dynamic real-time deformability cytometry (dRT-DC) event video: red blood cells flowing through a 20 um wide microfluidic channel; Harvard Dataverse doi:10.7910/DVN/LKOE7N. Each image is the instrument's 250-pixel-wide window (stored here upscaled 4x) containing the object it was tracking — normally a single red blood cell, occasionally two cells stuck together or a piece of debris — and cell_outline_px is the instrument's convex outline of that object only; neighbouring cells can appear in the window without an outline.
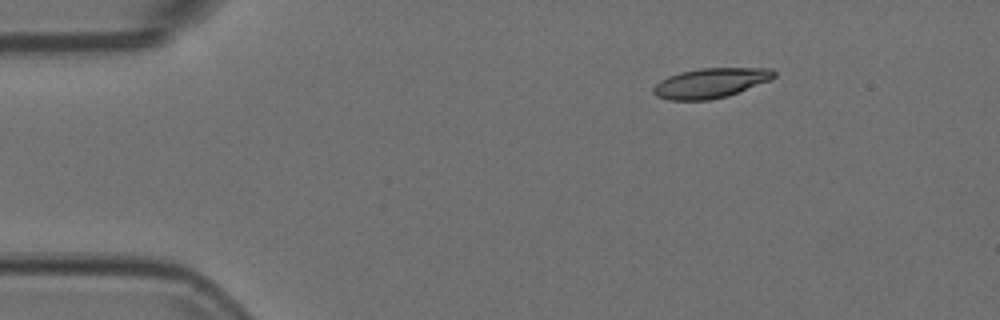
{"species": "Egyptian fruit bat (a non-hibernating species)", "species_latin": "Rousettus aegyptiacus", "temperature_condition": "room temperature", "stored_images_in_passage": 4, "camera_frame_rate_fps": 3000, "um_per_image_px": 0.085, "animal": {"sex": "female"}, "frame": {"image": 1, "passage_image": 1, "time_ms": 0.0, "image_size_px": [1000, 320], "cell_outline_px": [[776, 76], [772, 80], [728, 96], [708, 100], [668, 100], [656, 96], [652, 92], [652, 88], [660, 80], [668, 76], [680, 72], [700, 68], [772, 68], [776, 72]], "centroid_in_image_um": [60.42, 7.05], "position_along_channel_um": 24.6, "area_um2": 21.21}}